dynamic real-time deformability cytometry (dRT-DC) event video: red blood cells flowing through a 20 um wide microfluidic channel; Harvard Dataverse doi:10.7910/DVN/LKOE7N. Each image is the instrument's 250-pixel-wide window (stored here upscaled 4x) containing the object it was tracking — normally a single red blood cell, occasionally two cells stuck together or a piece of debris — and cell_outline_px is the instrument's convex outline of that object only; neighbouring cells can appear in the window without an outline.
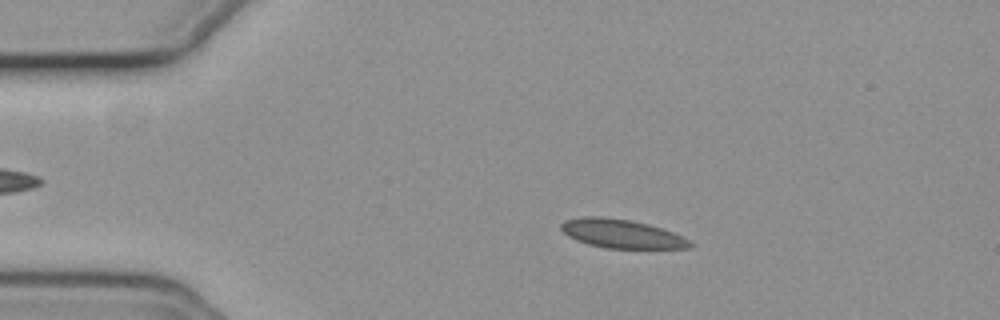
{"species": "common noctule bat (a hibernating species)", "species_latin": "Nyctalus noctula", "temperature_condition": "cold", "stored_images_in_passage": 55, "camera_frame_rate_fps": 3000, "um_per_image_px": 0.085, "animal": {"sex": "female", "body_mass_g": 19.3, "forearm_length_mm": 54.1}, "frame": {"image": 1, "passage_image": 10, "time_ms": 3.0, "image_size_px": [1000, 320], "cell_outline_px": [[696, 244], [688, 248], [604, 248], [588, 244], [576, 240], [568, 236], [560, 228], [560, 224], [564, 220], [584, 216], [600, 216], [632, 220], [648, 224], [672, 232]], "centroid_in_image_um": [52.8, 19.86], "position_along_channel_um": 32.2, "area_um2": 21.56}}
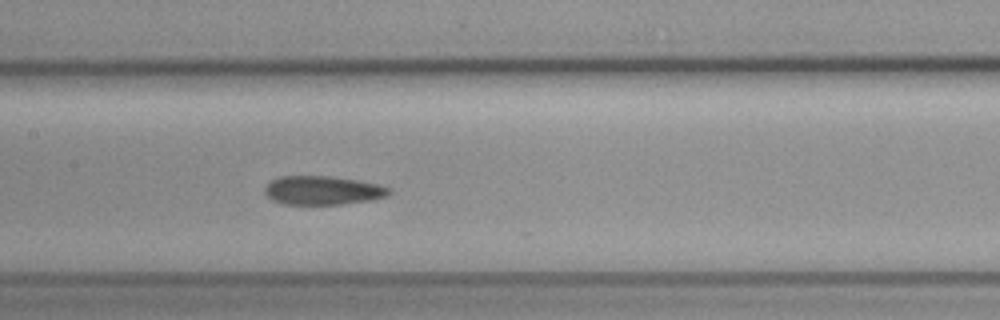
{"frame": {"image": 2, "passage_image": 26, "time_ms": 8.333, "image_size_px": [1000, 320], "cell_outline_px": [[392, 192], [388, 196], [368, 200], [344, 204], [284, 204], [272, 200], [264, 192], [264, 188], [272, 180], [280, 176], [328, 176], [356, 180], [380, 184], [392, 188]], "centroid_in_image_um": [27.46, 16.18], "position_along_channel_um": 179.9, "area_um2": 20.87}}
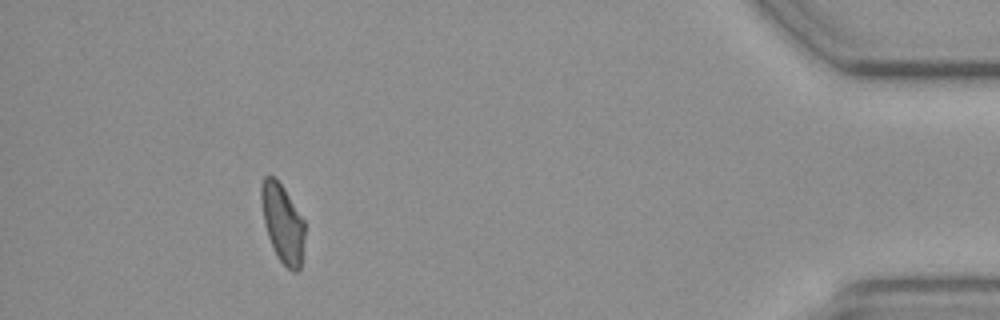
{"frame": {"image": 3, "passage_image": 50, "time_ms": 16.333, "image_size_px": [1000, 320], "cell_outline_px": [[304, 236], [300, 268], [296, 272], [292, 272], [276, 256], [268, 236], [264, 224], [260, 200], [260, 184], [264, 176], [276, 176], [284, 188], [304, 220]], "centroid_in_image_um": [23.99, 18.93], "position_along_channel_um": 411.2, "area_um2": 20.0}, "authors_computed_cell_mechanics": {"area_um2": 21.2126, "velocity_mm_per_s": 3.6946, "shape_relaxation_time_tau1_ms": null, "shape_relaxation_time_tau2_ms": 10.7675, "deformation_change_tau1": null, "deformation_change_tau2": 0.1433}}